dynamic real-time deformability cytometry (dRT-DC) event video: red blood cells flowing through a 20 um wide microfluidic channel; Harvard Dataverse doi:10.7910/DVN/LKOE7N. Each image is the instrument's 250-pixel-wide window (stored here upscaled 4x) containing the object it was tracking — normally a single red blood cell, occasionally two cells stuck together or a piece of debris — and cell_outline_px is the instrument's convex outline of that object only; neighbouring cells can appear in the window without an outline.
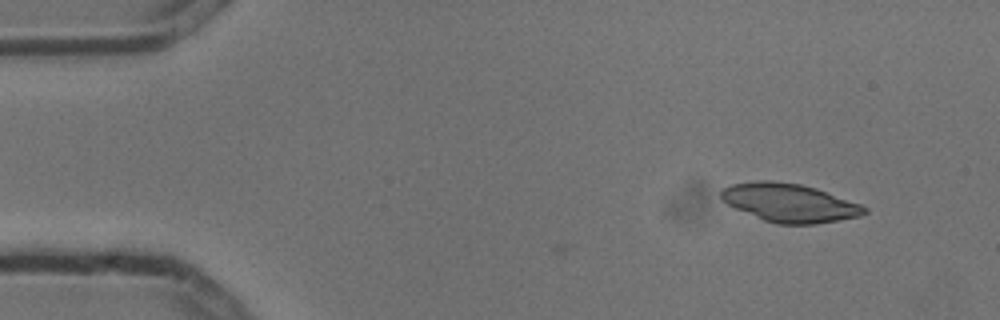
{"species": "common noctule bat (a hibernating species)", "species_latin": "Nyctalus noctula", "temperature_condition": "cold", "stored_images_in_passage": 2, "camera_frame_rate_fps": 3000, "um_per_image_px": 0.085, "animal": {"sex": "male", "body_mass_g": 13.3}, "frame": {"image": 1, "passage_image": 2, "time_ms": 0.333, "image_size_px": [1000, 320], "cell_outline_px": [[868, 212], [860, 216], [816, 224], [776, 224], [764, 220], [736, 208], [728, 204], [720, 196], [720, 192], [724, 188], [732, 184], [756, 180], [772, 180], [800, 184], [816, 188], [860, 204], [868, 208]], "centroid_in_image_um": [67.12, 17.23], "position_along_channel_um": 17.9, "area_um2": 31.91}}